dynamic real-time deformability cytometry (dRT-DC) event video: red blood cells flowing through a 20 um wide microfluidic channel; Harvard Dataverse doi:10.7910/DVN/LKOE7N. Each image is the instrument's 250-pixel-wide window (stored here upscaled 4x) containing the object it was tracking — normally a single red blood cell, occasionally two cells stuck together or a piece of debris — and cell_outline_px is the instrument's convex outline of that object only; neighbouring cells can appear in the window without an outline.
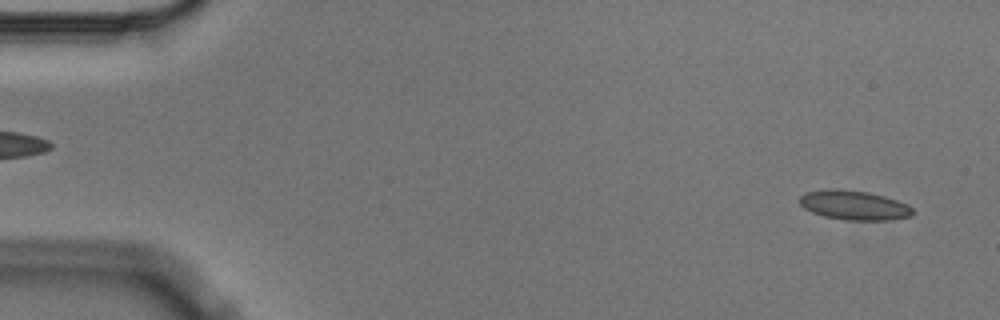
{"species": "Egyptian fruit bat (a non-hibernating species)", "species_latin": "Rousettus aegyptiacus", "temperature_condition": "cold", "stored_images_in_passage": 4, "camera_frame_rate_fps": 3000, "um_per_image_px": 0.085, "animal": {"sex": "male"}, "frame": {"image": 1, "passage_image": 1, "time_ms": 0.0, "image_size_px": [1000, 320], "cell_outline_px": [[912, 216], [884, 220], [848, 220], [824, 216], [812, 212], [804, 208], [800, 204], [800, 196], [804, 192], [828, 188], [836, 188], [868, 192], [884, 196], [908, 204], [912, 208]], "centroid_in_image_um": [72.56, 17.42], "position_along_channel_um": 12.4, "area_um2": 19.36}}
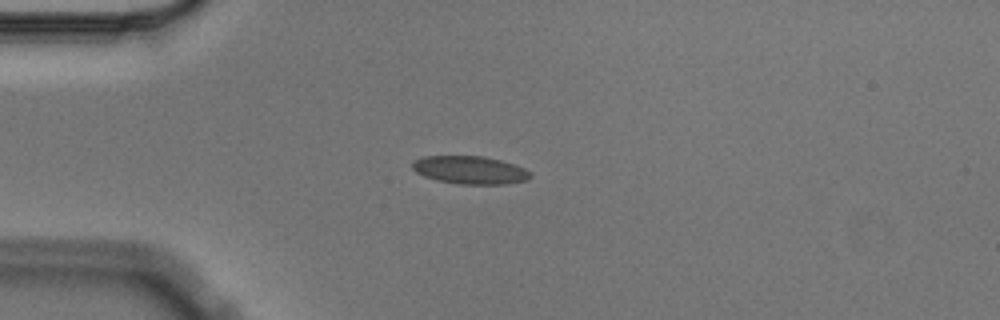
{"frame": {"image": 2, "passage_image": 4, "time_ms": 1.0, "image_size_px": [1000, 320], "cell_outline_px": [[532, 176], [528, 180], [504, 184], [460, 184], [436, 180], [424, 176], [416, 172], [412, 168], [412, 164], [416, 160], [424, 156], [480, 156], [500, 160], [524, 168], [532, 172]], "centroid_in_image_um": [39.97, 14.46], "position_along_channel_um": 45.0, "area_um2": 19.13}}